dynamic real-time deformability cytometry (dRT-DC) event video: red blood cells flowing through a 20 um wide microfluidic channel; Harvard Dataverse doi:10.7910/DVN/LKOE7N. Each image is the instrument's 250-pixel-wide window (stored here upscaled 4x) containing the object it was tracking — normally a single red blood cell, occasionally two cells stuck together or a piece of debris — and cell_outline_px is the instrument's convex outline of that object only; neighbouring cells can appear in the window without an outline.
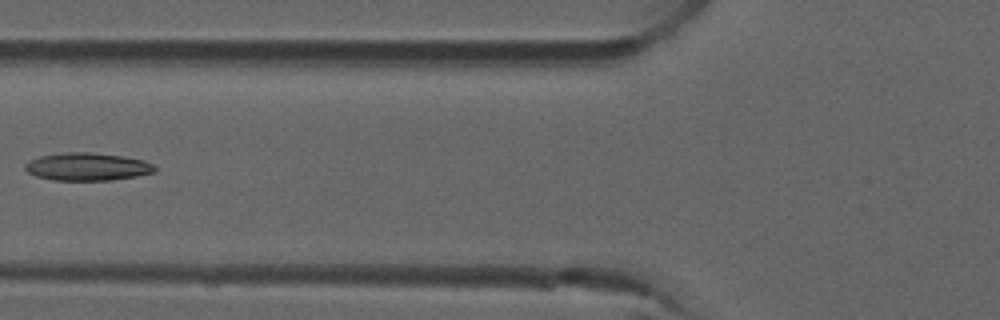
{"species": "common noctule bat (a hibernating species)", "species_latin": "Nyctalus noctula", "temperature_condition": "room temperature", "stored_images_in_passage": 5, "camera_frame_rate_fps": 3000, "um_per_image_px": 0.085, "animal": {"sex": "male", "forearm_length_mm": 52.5}, "frame": {"image": 1, "passage_image": 3, "time_ms": 0.667, "image_size_px": [1000, 320], "cell_outline_px": [[156, 172], [136, 176], [112, 180], [52, 180], [36, 176], [28, 172], [24, 168], [24, 164], [40, 156], [64, 152], [88, 152], [124, 156], [144, 160], [152, 164], [156, 168]], "centroid_in_image_um": [7.43, 14.17], "position_along_channel_um": 118.4, "area_um2": 20.98}}
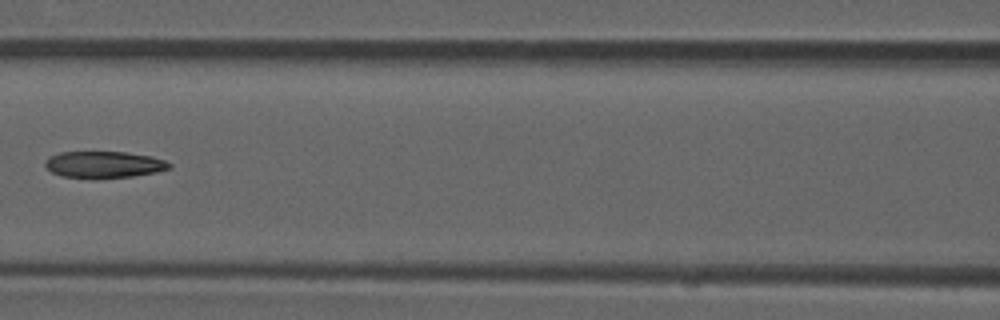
{"frame": {"image": 2, "passage_image": 4, "time_ms": 1.0, "image_size_px": [1000, 320], "cell_outline_px": [[172, 164], [168, 168], [156, 172], [132, 176], [60, 176], [52, 172], [44, 164], [44, 160], [48, 156], [60, 152], [124, 152], [152, 156], [164, 160]], "centroid_in_image_um": [8.81, 13.95], "position_along_channel_um": 157.8, "area_um2": 18.61}}
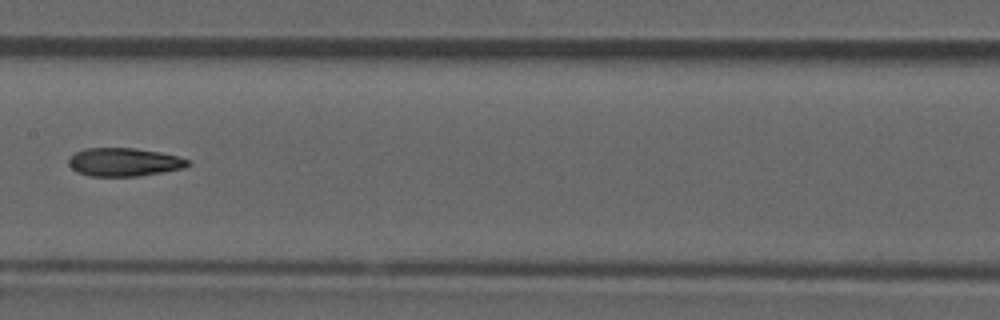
{"frame": {"image": 3, "passage_image": 5, "time_ms": 1.333, "image_size_px": [1000, 320], "cell_outline_px": [[192, 164], [184, 168], [136, 176], [88, 176], [76, 172], [68, 164], [68, 160], [76, 152], [84, 148], [136, 148], [160, 152], [180, 156], [192, 160]], "centroid_in_image_um": [10.58, 13.77], "position_along_channel_um": 196.8, "area_um2": 19.83}}